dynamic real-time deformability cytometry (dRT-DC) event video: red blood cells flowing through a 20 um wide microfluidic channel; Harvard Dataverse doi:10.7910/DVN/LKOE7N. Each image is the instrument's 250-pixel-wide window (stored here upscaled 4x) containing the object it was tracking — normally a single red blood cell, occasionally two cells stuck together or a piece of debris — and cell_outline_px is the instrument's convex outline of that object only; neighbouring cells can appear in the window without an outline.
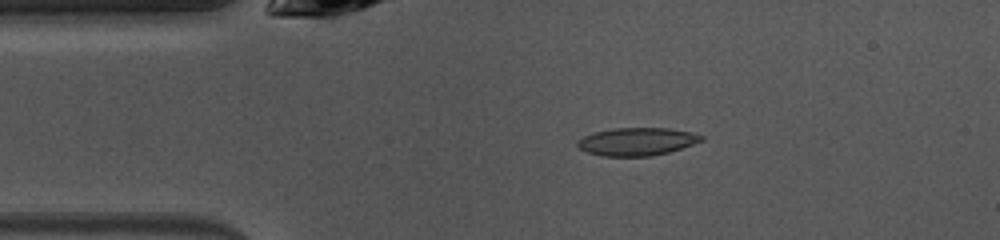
{"species": "common noctule bat (a hibernating species)", "species_latin": "Nyctalus noctula", "temperature_condition": "warm", "stored_images_in_passage": 47, "camera_frame_rate_fps": 3000, "um_per_image_px": 0.085, "animal": {"sex": "female", "body_mass_g": 10.0, "forearm_length_mm": 53.1}, "frame": {"image": 1, "passage_image": 8, "time_ms": 2.333, "image_size_px": [1000, 240], "cell_outline_px": [[704, 140], [668, 152], [652, 156], [600, 156], [588, 152], [580, 148], [576, 144], [576, 140], [584, 136], [596, 132], [612, 128], [668, 128], [692, 132], [704, 136]], "centroid_in_image_um": [54.13, 12.03], "position_along_channel_um": 30.9, "area_um2": 20.06}}
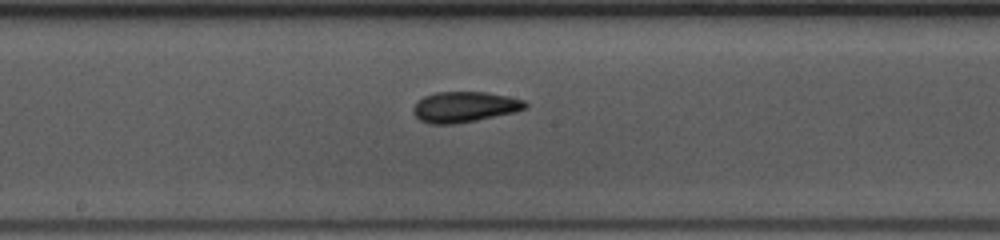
{"frame": {"image": 2, "passage_image": 23, "time_ms": 7.333, "image_size_px": [1000, 240], "cell_outline_px": [[528, 108], [516, 112], [476, 120], [452, 124], [432, 124], [420, 120], [412, 112], [412, 108], [424, 96], [436, 92], [484, 92], [508, 96], [524, 100], [528, 104]], "centroid_in_image_um": [39.51, 9.09], "position_along_channel_um": 208.7, "area_um2": 19.94}}
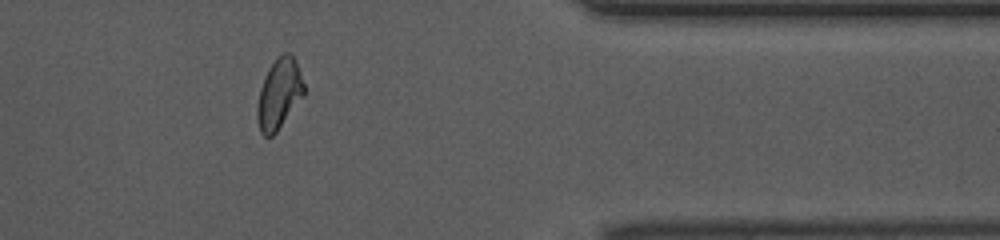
{"frame": {"image": 3, "passage_image": 38, "time_ms": 12.333, "image_size_px": [1000, 240], "cell_outline_px": [[304, 96], [276, 132], [272, 136], [264, 136], [260, 132], [256, 120], [256, 108], [260, 88], [264, 76], [268, 68], [276, 56], [284, 52], [288, 52], [296, 60], [304, 84]], "centroid_in_image_um": [23.7, 7.97], "position_along_channel_um": 387.7, "area_um2": 19.42}, "authors_computed_cell_mechanics": {"area_um2": 19.4208, "velocity_mm_per_s": 4.0553, "shape_relaxation_time_tau1_ms": 7.6899, "shape_relaxation_time_tau2_ms": 2.0133, "deformation_change_tau1": 0.2096, "deformation_change_tau2": 0.0852}}